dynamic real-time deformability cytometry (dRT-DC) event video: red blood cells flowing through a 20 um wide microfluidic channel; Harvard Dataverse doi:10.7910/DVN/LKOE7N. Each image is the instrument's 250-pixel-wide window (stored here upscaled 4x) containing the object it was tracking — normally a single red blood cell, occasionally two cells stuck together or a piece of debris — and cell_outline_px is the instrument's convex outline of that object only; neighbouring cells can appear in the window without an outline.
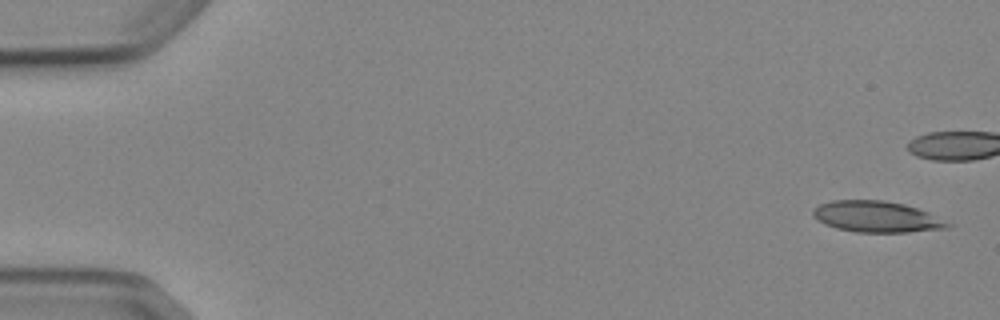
{"species": "Egyptian fruit bat (a non-hibernating species)", "species_latin": "Rousettus aegyptiacus", "temperature_condition": "cold", "stored_images_in_passage": 6, "camera_frame_rate_fps": 3000, "um_per_image_px": 0.085, "animal": {"sex": "female"}, "frame": {"image": 1, "passage_image": 1, "time_ms": 0.0, "image_size_px": [1000, 320], "cell_outline_px": [[956, 224], [948, 228], [908, 232], [856, 232], [836, 228], [824, 224], [812, 216], [812, 208], [820, 204], [832, 200], [884, 200], [904, 204], [928, 212]], "centroid_in_image_um": [74.53, 18.42], "position_along_channel_um": 10.5, "area_um2": 24.68}}
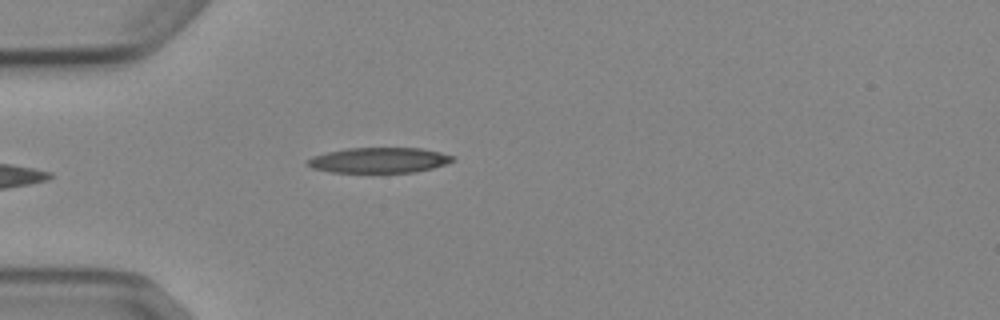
{"frame": {"image": 2, "passage_image": 6, "time_ms": 5.667, "image_size_px": [1000, 320], "cell_outline_px": [[452, 160], [444, 164], [432, 168], [416, 172], [328, 172], [312, 168], [304, 160], [312, 156], [328, 152], [348, 148], [420, 148], [440, 152], [452, 156]], "centroid_in_image_um": [32.15, 13.62], "position_along_channel_um": 52.8, "area_um2": 21.27}}